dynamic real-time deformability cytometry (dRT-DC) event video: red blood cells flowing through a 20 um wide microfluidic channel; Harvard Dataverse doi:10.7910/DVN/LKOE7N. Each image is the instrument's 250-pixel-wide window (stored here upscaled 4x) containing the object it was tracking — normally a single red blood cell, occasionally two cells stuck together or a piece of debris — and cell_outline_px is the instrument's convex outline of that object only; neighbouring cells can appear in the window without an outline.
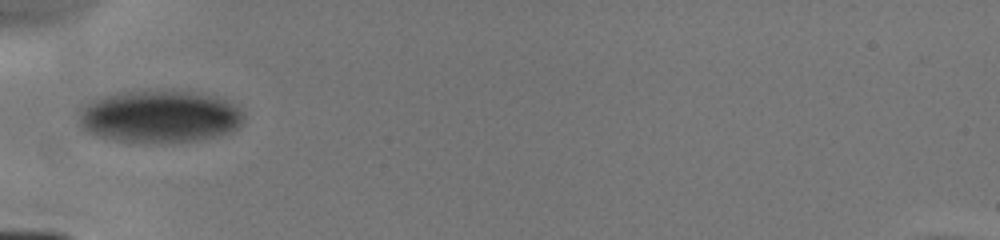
{"species": "human", "species_latin": "Homo sapiens", "temperature_condition": "cold", "stored_images_in_passage": 6, "camera_frame_rate_fps": 3000, "um_per_image_px": 0.085, "donor": {"sex": "male"}, "frame": {"image": 1, "passage_image": 1, "time_ms": 0.0, "image_size_px": [1000, 240], "cell_outline_px": [[244, 124], [232, 132], [216, 136], [196, 140], [116, 140], [100, 136], [88, 132], [80, 128], [76, 124], [80, 108], [84, 104], [100, 96], [116, 92], [148, 88], [172, 88], [216, 96], [236, 104], [244, 112]], "centroid_in_image_um": [13.56, 9.81], "position_along_channel_um": 71.4, "area_um2": 51.33}}
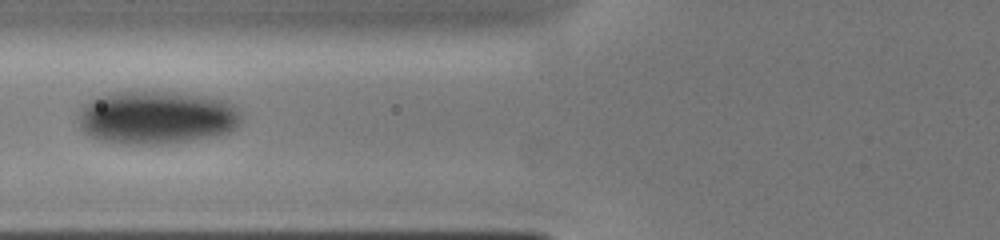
{"frame": {"image": 2, "passage_image": 2, "time_ms": 1.0, "image_size_px": [1000, 240], "cell_outline_px": [[240, 124], [236, 128], [220, 136], [164, 144], [124, 144], [96, 140], [88, 136], [80, 128], [76, 112], [88, 100], [96, 96], [108, 92], [176, 92], [204, 96], [228, 100], [240, 108]], "centroid_in_image_um": [13.28, 9.99], "position_along_channel_um": 112.5, "area_um2": 51.73}}
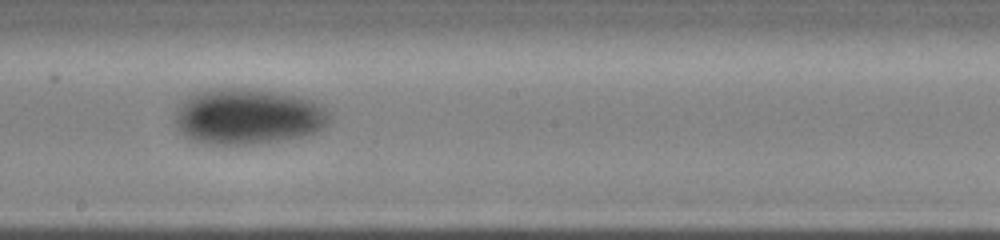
{"frame": {"image": 3, "passage_image": 5, "time_ms": 3.667, "image_size_px": [1000, 240], "cell_outline_px": [[332, 120], [324, 128], [308, 136], [260, 144], [204, 144], [192, 140], [184, 136], [176, 128], [176, 108], [188, 96], [196, 92], [208, 88], [248, 88], [280, 92], [316, 100], [324, 104], [332, 116]], "centroid_in_image_um": [21.14, 9.9], "position_along_channel_um": 227.1, "area_um2": 51.62}}